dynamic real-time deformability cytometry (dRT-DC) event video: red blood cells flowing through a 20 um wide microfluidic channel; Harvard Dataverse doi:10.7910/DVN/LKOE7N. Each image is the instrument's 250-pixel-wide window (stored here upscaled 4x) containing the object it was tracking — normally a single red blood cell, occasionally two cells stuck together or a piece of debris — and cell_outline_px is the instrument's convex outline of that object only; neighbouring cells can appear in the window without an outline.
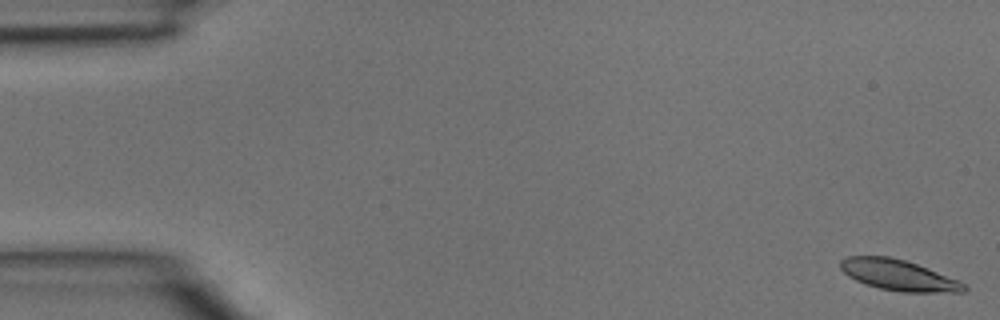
{"species": "common noctule bat (a hibernating species)", "species_latin": "Nyctalus noctula", "temperature_condition": "room temperature", "stored_images_in_passage": 4, "camera_frame_rate_fps": 3000, "um_per_image_px": 0.085, "animal": {"sex": "male", "body_mass_g": 15.6}, "frame": {"image": 1, "passage_image": 1, "time_ms": 0.0, "image_size_px": [1000, 320], "cell_outline_px": [[968, 288], [964, 292], [900, 292], [880, 288], [856, 280], [848, 276], [840, 268], [840, 260], [848, 256], [888, 256], [904, 260], [928, 268], [960, 280]], "centroid_in_image_um": [76.39, 23.38], "position_along_channel_um": 8.6, "area_um2": 22.08}}
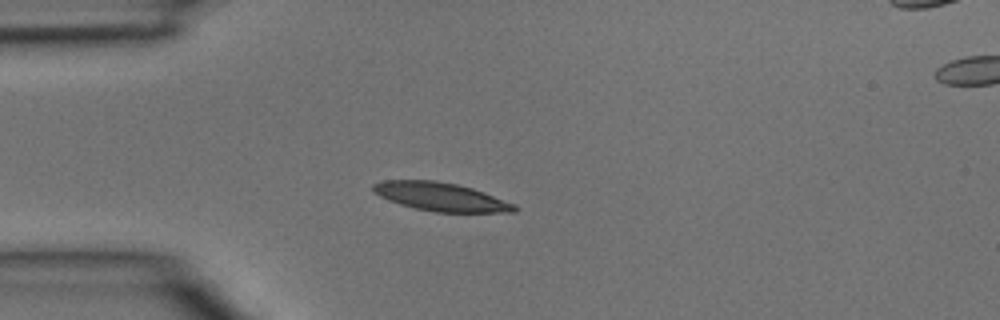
{"frame": {"image": 2, "passage_image": 3, "time_ms": 0.667, "image_size_px": [1000, 320], "cell_outline_px": [[520, 208], [516, 212], [436, 212], [416, 208], [400, 204], [388, 200], [372, 192], [372, 184], [380, 180], [436, 180], [456, 184], [472, 188], [484, 192], [516, 204]], "centroid_in_image_um": [37.47, 16.72], "position_along_channel_um": 47.5, "area_um2": 23.58}}